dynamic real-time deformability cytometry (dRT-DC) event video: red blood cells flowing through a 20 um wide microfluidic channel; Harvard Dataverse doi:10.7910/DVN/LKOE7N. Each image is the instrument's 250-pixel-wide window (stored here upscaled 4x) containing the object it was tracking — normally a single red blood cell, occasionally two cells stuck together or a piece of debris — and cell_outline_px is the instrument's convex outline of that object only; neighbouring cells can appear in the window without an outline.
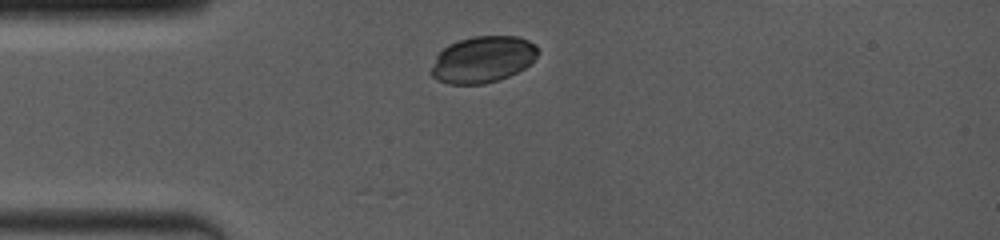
{"species": "common noctule bat (a hibernating species)", "species_latin": "Nyctalus noctula", "temperature_condition": "room temperature", "stored_images_in_passage": 7, "camera_frame_rate_fps": 4000, "um_per_image_px": 0.085, "animal": {"sex": "female", "body_mass_g": 19.0, "forearm_length_mm": 53.3}, "frame": {"image": 1, "passage_image": 1, "time_ms": 0.0, "image_size_px": [1000, 240], "cell_outline_px": [[536, 56], [524, 68], [500, 80], [484, 84], [448, 84], [436, 80], [428, 72], [436, 56], [448, 44], [472, 36], [516, 36], [528, 40], [536, 44]], "centroid_in_image_um": [40.98, 5.06], "position_along_channel_um": 44.0, "area_um2": 28.9}}
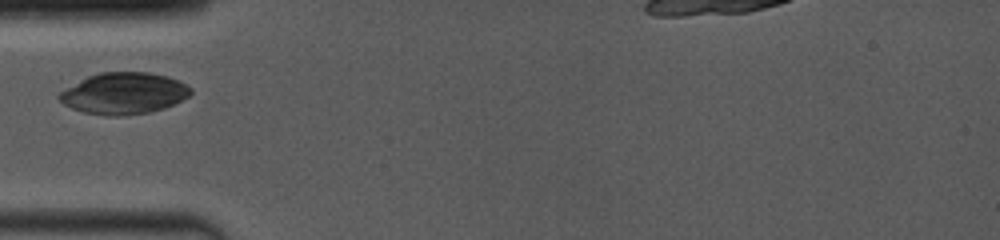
{"frame": {"image": 2, "passage_image": 3, "time_ms": 1.25, "image_size_px": [1000, 240], "cell_outline_px": [[192, 92], [188, 96], [164, 108], [148, 112], [124, 116], [108, 116], [84, 112], [72, 108], [64, 104], [56, 96], [60, 92], [80, 80], [88, 76], [100, 72], [148, 72], [164, 76], [176, 80], [192, 88]], "centroid_in_image_um": [10.5, 7.94], "position_along_channel_um": 74.5, "area_um2": 31.44}}